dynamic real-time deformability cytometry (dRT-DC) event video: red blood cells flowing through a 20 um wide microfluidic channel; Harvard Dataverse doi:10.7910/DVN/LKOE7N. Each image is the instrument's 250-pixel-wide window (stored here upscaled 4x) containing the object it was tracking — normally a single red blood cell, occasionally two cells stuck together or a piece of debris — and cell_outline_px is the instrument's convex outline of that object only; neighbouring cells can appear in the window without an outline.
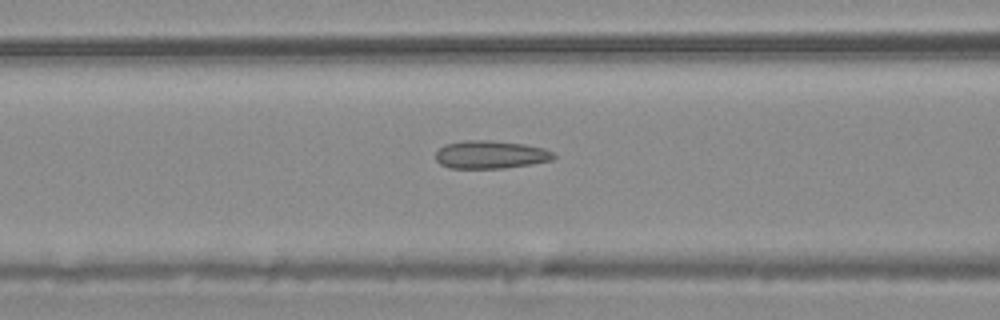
{"species": "common noctule bat (a hibernating species)", "species_latin": "Nyctalus noctula", "temperature_condition": "warm", "stored_images_in_passage": 54, "camera_frame_rate_fps": 3000, "um_per_image_px": 0.085, "animal": {"sex": "male", "body_mass_g": 20.4}, "frame": {"image": 1, "passage_image": 22, "time_ms": 7.0, "image_size_px": [1000, 320], "cell_outline_px": [[556, 156], [552, 160], [532, 164], [504, 168], [448, 168], [440, 164], [436, 160], [436, 152], [444, 144], [464, 140], [492, 140], [524, 144], [544, 148], [552, 152]], "centroid_in_image_um": [41.68, 13.14], "position_along_channel_um": 124.9, "area_um2": 19.36}}
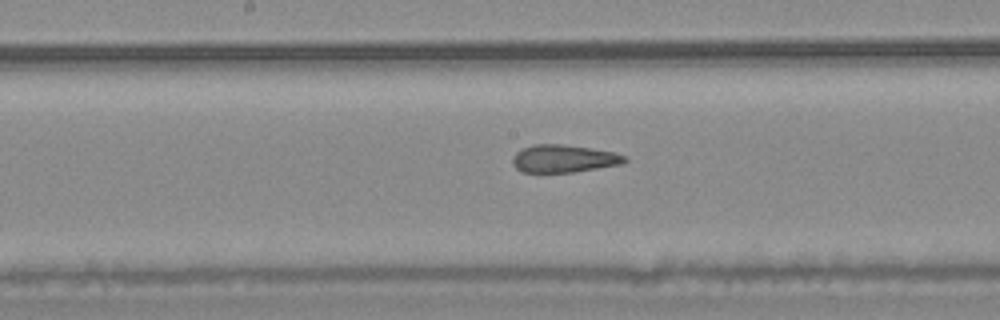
{"frame": {"image": 2, "passage_image": 28, "time_ms": 9.0, "image_size_px": [1000, 320], "cell_outline_px": [[628, 160], [620, 164], [572, 172], [524, 172], [516, 168], [512, 164], [512, 160], [516, 152], [520, 148], [532, 144], [560, 144], [616, 152], [628, 156]], "centroid_in_image_um": [47.9, 13.47], "position_along_channel_um": 200.3, "area_um2": 18.03}}
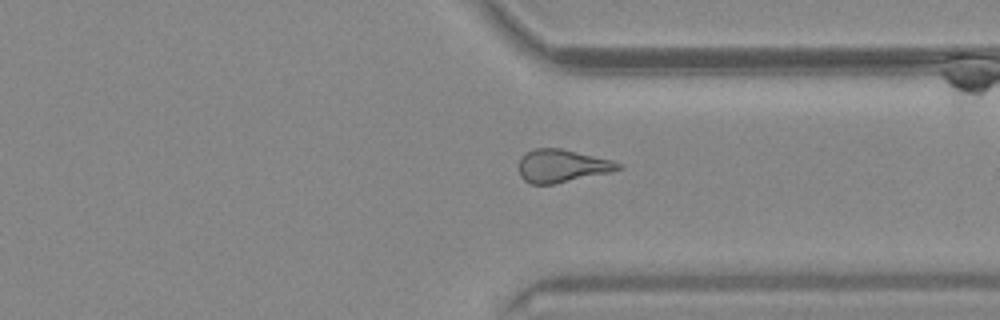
{"frame": {"image": 3, "passage_image": 41, "time_ms": 13.333, "image_size_px": [1000, 320], "cell_outline_px": [[624, 168], [612, 172], [552, 184], [532, 184], [524, 180], [520, 176], [520, 156], [524, 152], [532, 148], [560, 148], [612, 160], [624, 164]], "centroid_in_image_um": [47.79, 14.09], "position_along_channel_um": 363.6, "area_um2": 19.19}, "authors_computed_cell_mechanics": {"area_um2": 19.7965, "velocity_mm_per_s": 3.7765, "shape_relaxation_time_tau1_ms": null, "shape_relaxation_time_tau2_ms": 2.6516, "deformation_change_tau1": null, "deformation_change_tau2": 0.1318}}